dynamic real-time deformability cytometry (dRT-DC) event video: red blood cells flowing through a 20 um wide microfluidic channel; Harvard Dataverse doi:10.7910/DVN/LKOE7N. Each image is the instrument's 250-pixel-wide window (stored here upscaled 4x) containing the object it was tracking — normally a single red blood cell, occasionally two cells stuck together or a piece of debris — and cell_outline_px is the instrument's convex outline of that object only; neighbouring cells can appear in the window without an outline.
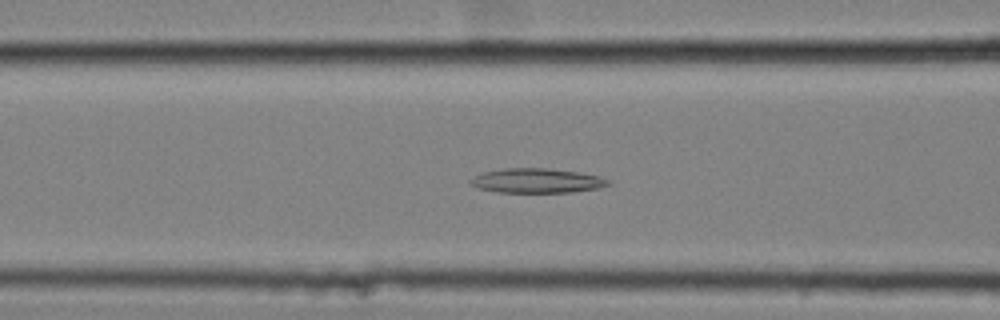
{"species": "common noctule bat (a hibernating species)", "species_latin": "Nyctalus noctula", "temperature_condition": "cold", "stored_images_in_passage": 45, "camera_frame_rate_fps": 3000, "um_per_image_px": 0.085, "animal": {"sex": "female", "body_mass_g": 25.1}, "frame": {"image": 1, "passage_image": 11, "time_ms": 3.333, "image_size_px": [1000, 320], "cell_outline_px": [[612, 184], [596, 188], [572, 192], [496, 192], [480, 188], [468, 184], [468, 180], [484, 172], [504, 168], [548, 168], [580, 172], [600, 176], [612, 180]], "centroid_in_image_um": [45.66, 15.35], "position_along_channel_um": 120.9, "area_um2": 19.77}}
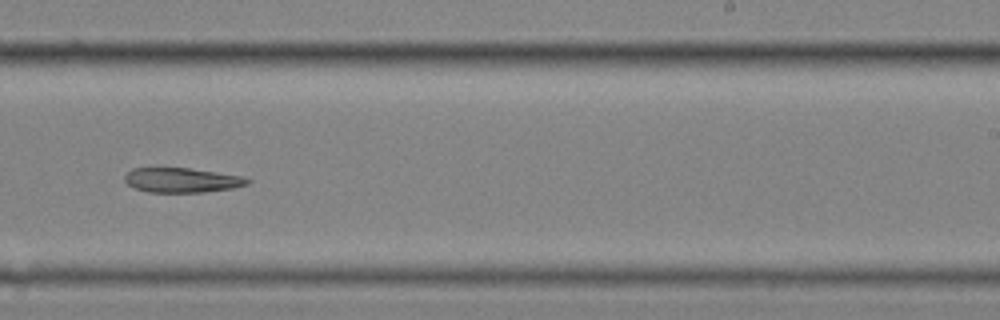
{"frame": {"image": 2, "passage_image": 24, "time_ms": 7.667, "image_size_px": [1000, 320], "cell_outline_px": [[252, 180], [248, 184], [232, 188], [204, 192], [148, 192], [136, 188], [128, 184], [124, 180], [124, 176], [132, 168], [192, 168], [240, 176]], "centroid_in_image_um": [15.45, 15.31], "position_along_channel_um": 273.6, "area_um2": 17.51}}
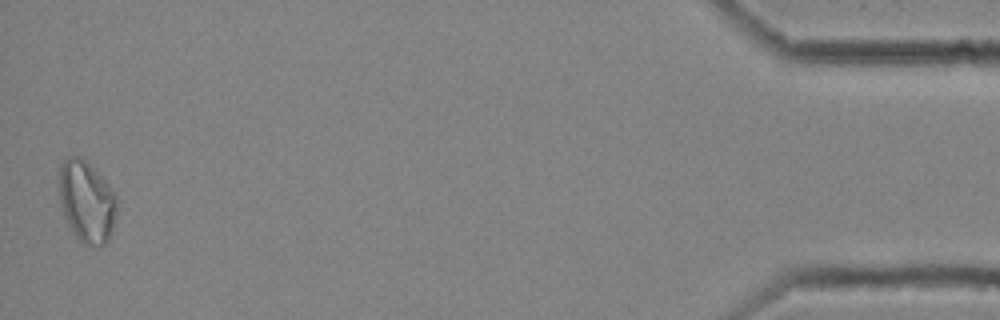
{"frame": {"image": 3, "passage_image": 44, "time_ms": 14.333, "image_size_px": [1000, 320], "cell_outline_px": [[116, 216], [108, 240], [104, 244], [84, 244], [72, 232], [64, 216], [60, 200], [60, 164], [68, 156], [80, 156], [108, 184], [116, 196]], "centroid_in_image_um": [7.36, 17.13], "position_along_channel_um": 427.8, "area_um2": 26.88}}